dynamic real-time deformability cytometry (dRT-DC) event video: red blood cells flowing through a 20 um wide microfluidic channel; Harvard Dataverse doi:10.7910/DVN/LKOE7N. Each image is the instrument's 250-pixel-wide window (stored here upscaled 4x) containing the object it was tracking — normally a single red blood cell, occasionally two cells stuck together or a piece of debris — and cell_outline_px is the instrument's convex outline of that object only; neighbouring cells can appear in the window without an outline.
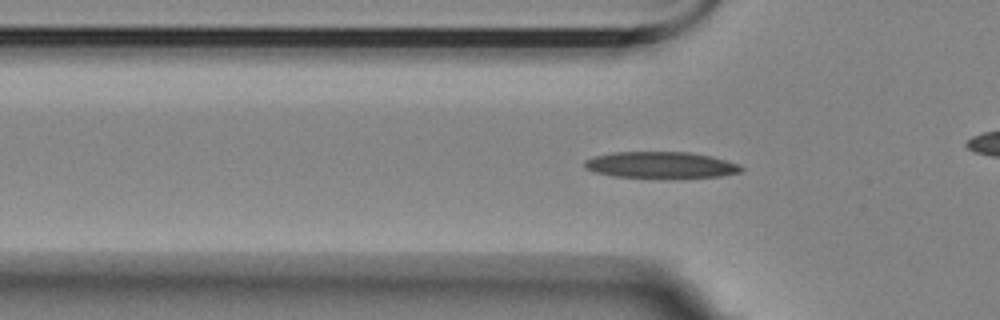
{"species": "Egyptian fruit bat (a non-hibernating species)", "species_latin": "Rousettus aegyptiacus", "temperature_condition": "room temperature", "stored_images_in_passage": 40, "camera_frame_rate_fps": 3000, "um_per_image_px": 0.085, "animal": {"sex": "female"}, "frame": {"image": 1, "passage_image": 11, "time_ms": 3.333, "image_size_px": [1000, 320], "cell_outline_px": [[744, 168], [740, 172], [720, 176], [672, 180], [612, 176], [596, 172], [584, 168], [584, 160], [592, 156], [612, 152], [688, 152], [712, 156], [740, 164]], "centroid_in_image_um": [56.17, 14.05], "position_along_channel_um": 69.6, "area_um2": 25.09}}
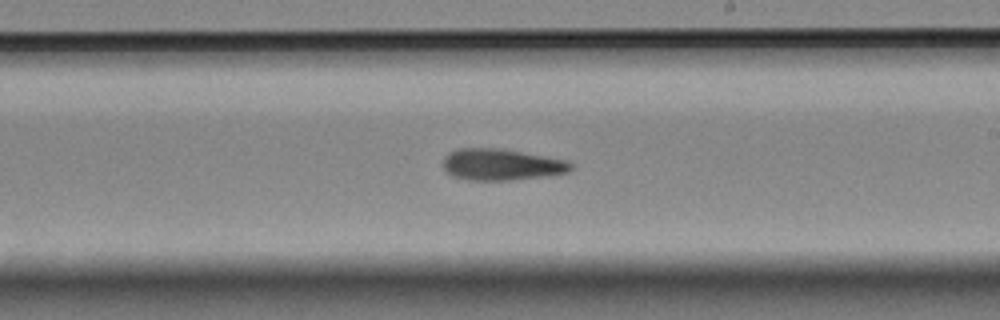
{"frame": {"image": 2, "passage_image": 26, "time_ms": 8.333, "image_size_px": [1000, 320], "cell_outline_px": [[572, 168], [568, 172], [548, 176], [512, 180], [468, 180], [452, 176], [444, 168], [444, 156], [448, 152], [460, 148], [496, 148], [568, 160], [572, 164]], "centroid_in_image_um": [42.62, 13.99], "position_along_channel_um": 246.4, "area_um2": 23.35}}
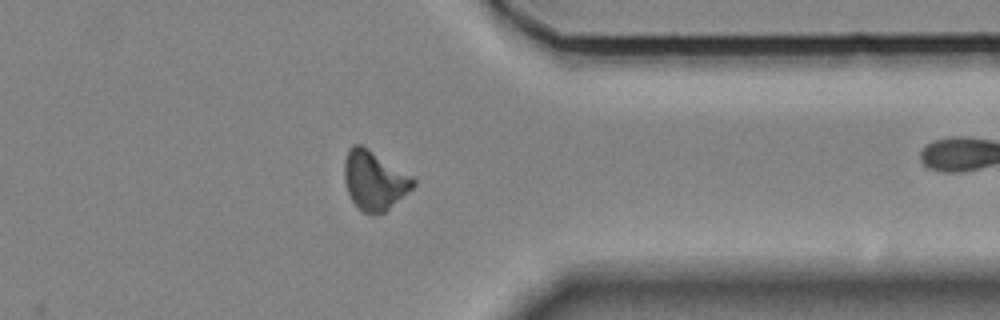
{"frame": {"image": 3, "passage_image": 38, "time_ms": 12.333, "image_size_px": [1000, 320], "cell_outline_px": [[416, 184], [408, 192], [384, 212], [376, 216], [372, 216], [364, 212], [352, 200], [348, 192], [344, 180], [344, 160], [348, 148], [352, 144], [360, 144], [368, 148], [412, 176], [416, 180]], "centroid_in_image_um": [31.8, 15.33], "position_along_channel_um": 379.6, "area_um2": 23.7}}